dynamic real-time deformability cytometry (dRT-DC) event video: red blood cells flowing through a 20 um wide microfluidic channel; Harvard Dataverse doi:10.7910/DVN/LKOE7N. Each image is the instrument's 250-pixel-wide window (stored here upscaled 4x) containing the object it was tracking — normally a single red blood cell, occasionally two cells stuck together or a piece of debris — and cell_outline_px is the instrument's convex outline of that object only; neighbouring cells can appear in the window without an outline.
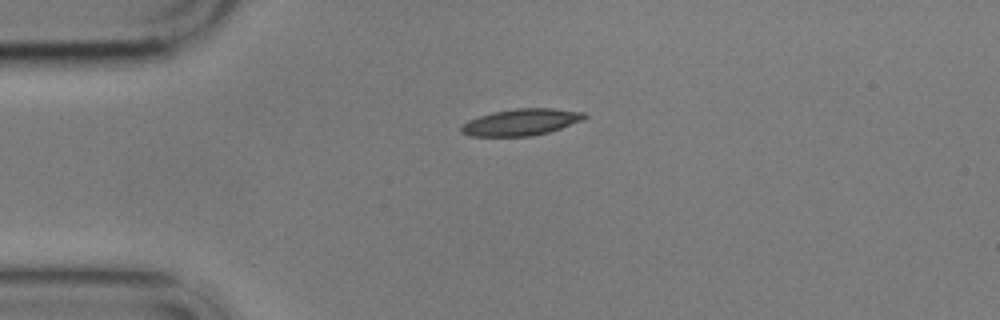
{"species": "common noctule bat (a hibernating species)", "species_latin": "Nyctalus noctula", "temperature_condition": "cold", "stored_images_in_passage": 2, "camera_frame_rate_fps": 3000, "um_per_image_px": 0.085, "animal": {"sex": "male", "body_mass_g": 17.9}, "frame": {"image": 1, "passage_image": 1, "time_ms": 0.0, "image_size_px": [1000, 320], "cell_outline_px": [[588, 116], [580, 120], [560, 128], [548, 132], [532, 136], [472, 136], [460, 132], [460, 128], [468, 120], [480, 116], [496, 112], [516, 108], [552, 108], [584, 112]], "centroid_in_image_um": [44.28, 10.38], "position_along_channel_um": 40.7, "area_um2": 18.79}}